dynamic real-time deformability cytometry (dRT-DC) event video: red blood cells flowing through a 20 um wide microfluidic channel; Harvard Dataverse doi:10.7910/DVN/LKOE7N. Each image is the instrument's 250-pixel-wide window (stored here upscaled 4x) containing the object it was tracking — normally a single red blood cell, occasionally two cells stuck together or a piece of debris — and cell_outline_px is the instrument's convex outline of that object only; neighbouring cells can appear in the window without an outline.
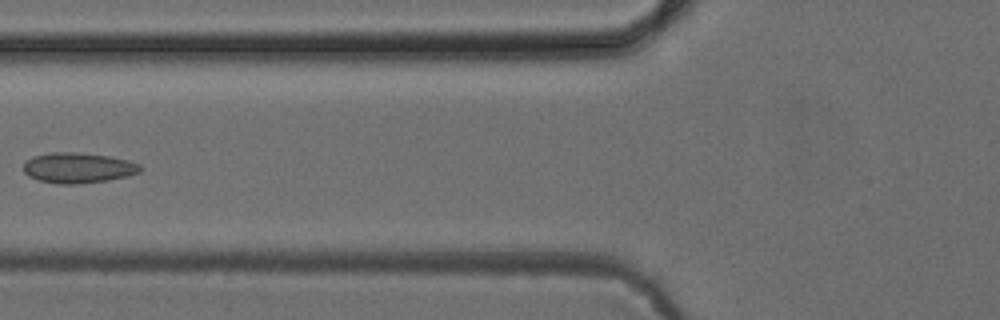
{"species": "common noctule bat (a hibernating species)", "species_latin": "Nyctalus noctula", "temperature_condition": "cold", "stored_images_in_passage": 5, "camera_frame_rate_fps": 3000, "um_per_image_px": 0.085, "animal": {"sex": "female", "body_mass_g": 24.6, "forearm_length_mm": 56.2}, "frame": {"image": 1, "passage_image": 5, "time_ms": 6.0, "image_size_px": [1000, 320], "cell_outline_px": [[140, 172], [128, 176], [108, 180], [76, 184], [60, 184], [40, 180], [28, 176], [24, 172], [24, 164], [32, 156], [52, 152], [76, 152], [108, 156], [128, 160], [140, 164]], "centroid_in_image_um": [6.64, 14.26], "position_along_channel_um": 119.2, "area_um2": 20.58}}